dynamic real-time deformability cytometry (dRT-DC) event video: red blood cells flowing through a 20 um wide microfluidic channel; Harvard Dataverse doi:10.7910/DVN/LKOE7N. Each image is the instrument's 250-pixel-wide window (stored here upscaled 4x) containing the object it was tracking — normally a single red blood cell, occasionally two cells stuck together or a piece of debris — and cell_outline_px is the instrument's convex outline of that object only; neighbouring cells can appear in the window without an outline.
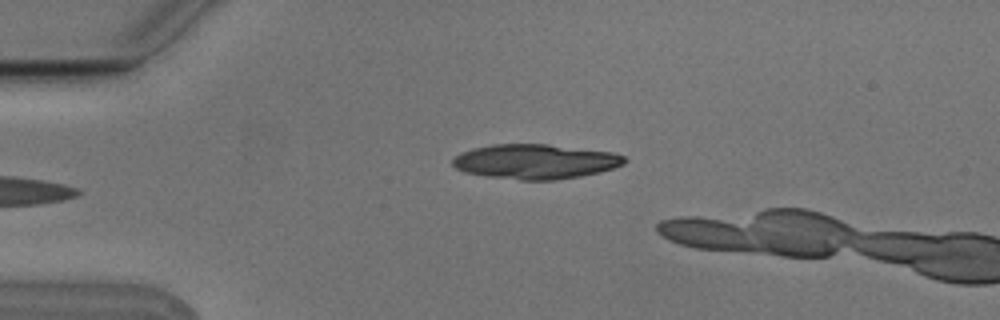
{"species": "Egyptian fruit bat (a non-hibernating species)", "species_latin": "Rousettus aegyptiacus", "temperature_condition": "cold", "stored_images_in_passage": 5, "camera_frame_rate_fps": 3000, "um_per_image_px": 0.085, "animal": {"sex": "male"}, "frame": {"image": 1, "passage_image": 5, "time_ms": 1.333, "image_size_px": [1000, 320], "cell_outline_px": [[628, 160], [624, 164], [600, 172], [580, 176], [556, 180], [520, 180], [488, 176], [464, 172], [456, 168], [452, 164], [452, 160], [460, 152], [472, 148], [492, 144], [548, 144], [612, 152], [624, 156]], "centroid_in_image_um": [45.5, 13.73], "position_along_channel_um": 39.5, "area_um2": 34.85}}